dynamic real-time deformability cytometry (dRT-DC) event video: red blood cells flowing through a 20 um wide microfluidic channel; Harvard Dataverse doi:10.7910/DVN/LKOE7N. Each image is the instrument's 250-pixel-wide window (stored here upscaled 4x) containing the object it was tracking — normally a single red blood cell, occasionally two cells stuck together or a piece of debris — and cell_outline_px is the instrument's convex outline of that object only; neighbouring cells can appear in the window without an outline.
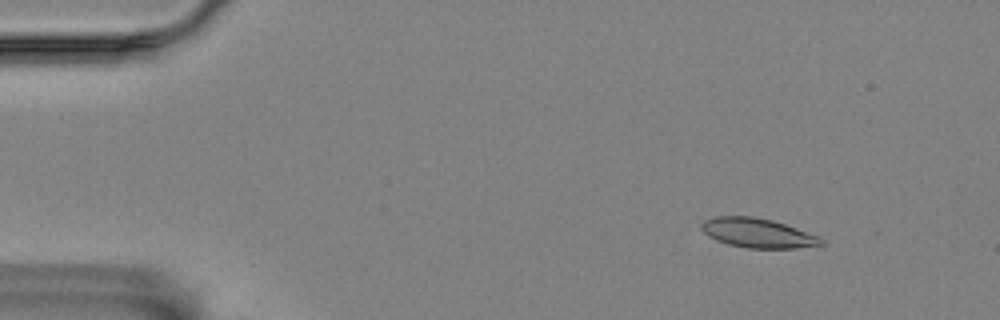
{"species": "Egyptian fruit bat (a non-hibernating species)", "species_latin": "Rousettus aegyptiacus", "temperature_condition": "room temperature", "stored_images_in_passage": 4, "camera_frame_rate_fps": 3000, "um_per_image_px": 0.085, "animal": {"sex": "female"}, "frame": {"image": 1, "passage_image": 2, "time_ms": 0.333, "image_size_px": [1000, 320], "cell_outline_px": [[824, 244], [796, 248], [748, 248], [728, 244], [716, 240], [708, 236], [700, 228], [700, 224], [704, 220], [716, 216], [752, 216], [772, 220], [820, 236], [824, 240]], "centroid_in_image_um": [64.39, 19.8], "position_along_channel_um": 20.6, "area_um2": 20.52}}